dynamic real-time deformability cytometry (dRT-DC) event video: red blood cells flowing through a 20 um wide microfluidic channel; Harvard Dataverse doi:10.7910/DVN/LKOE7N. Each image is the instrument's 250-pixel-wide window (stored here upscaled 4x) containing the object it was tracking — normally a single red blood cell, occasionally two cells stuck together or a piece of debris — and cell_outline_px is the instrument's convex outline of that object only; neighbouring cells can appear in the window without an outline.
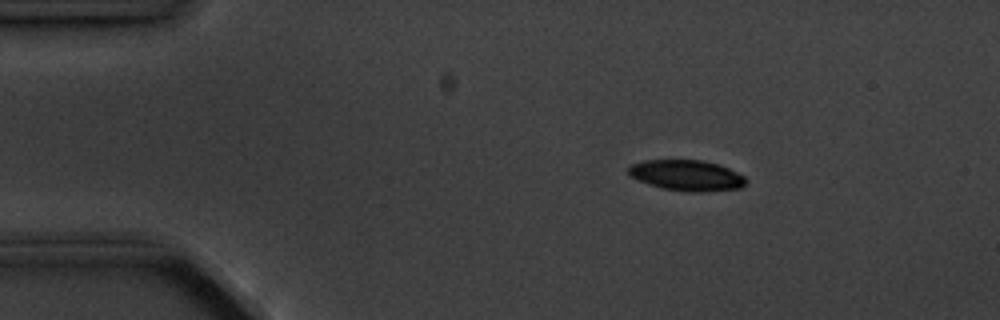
{"species": "common noctule bat (a hibernating species)", "species_latin": "Nyctalus noctula", "temperature_condition": "cold", "stored_images_in_passage": 4, "camera_frame_rate_fps": 3000, "um_per_image_px": 0.085, "animal": {"sex": "male", "body_mass_g": 20.1, "forearm_length_mm": 53.5}, "frame": {"image": 1, "passage_image": 2, "time_ms": 1.333, "image_size_px": [1000, 320], "cell_outline_px": [[744, 184], [740, 188], [704, 192], [692, 192], [664, 188], [636, 180], [628, 176], [628, 164], [644, 160], [704, 160], [728, 168], [744, 176]], "centroid_in_image_um": [58.3, 14.9], "position_along_channel_um": 26.7, "area_um2": 20.98}}
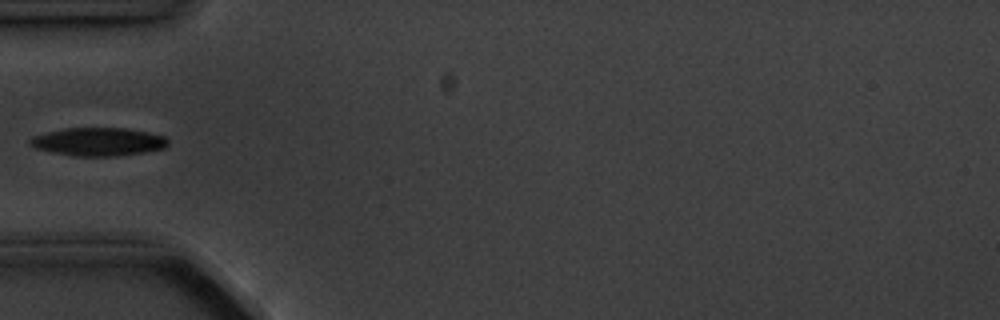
{"frame": {"image": 2, "passage_image": 4, "time_ms": 4.333, "image_size_px": [1000, 320], "cell_outline_px": [[168, 144], [164, 148], [144, 152], [112, 156], [72, 156], [36, 148], [28, 144], [28, 140], [32, 136], [64, 128], [128, 128], [148, 132], [164, 136], [168, 140]], "centroid_in_image_um": [8.34, 12.04], "position_along_channel_um": 76.7, "area_um2": 22.6}}